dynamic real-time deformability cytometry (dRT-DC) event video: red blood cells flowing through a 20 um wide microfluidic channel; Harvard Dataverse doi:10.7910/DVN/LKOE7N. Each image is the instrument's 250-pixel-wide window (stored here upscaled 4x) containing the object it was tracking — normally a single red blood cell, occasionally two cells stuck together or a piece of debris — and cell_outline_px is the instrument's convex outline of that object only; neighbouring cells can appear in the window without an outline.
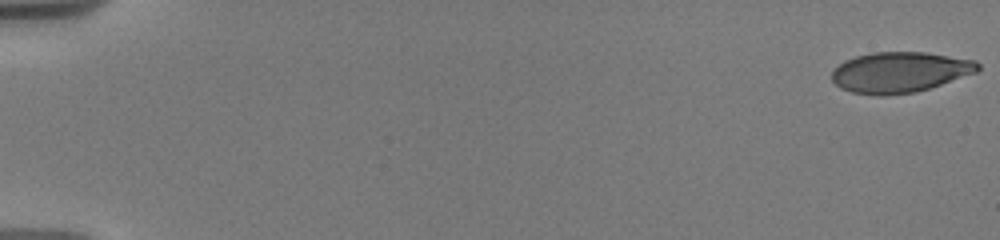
{"species": "human", "species_latin": "Homo sapiens", "temperature_condition": "warm", "stored_images_in_passage": 19, "camera_frame_rate_fps": 3000, "um_per_image_px": 0.085, "donor": {"sex": "male"}, "frame": {"image": 1, "passage_image": 1, "time_ms": 0.0, "image_size_px": [1000, 240], "cell_outline_px": [[980, 68], [976, 72], [916, 92], [884, 96], [876, 96], [852, 92], [840, 88], [832, 80], [832, 72], [844, 60], [856, 56], [872, 52], [924, 52], [976, 60], [980, 64]], "centroid_in_image_um": [76.47, 6.14], "position_along_channel_um": 8.5, "area_um2": 34.45}}
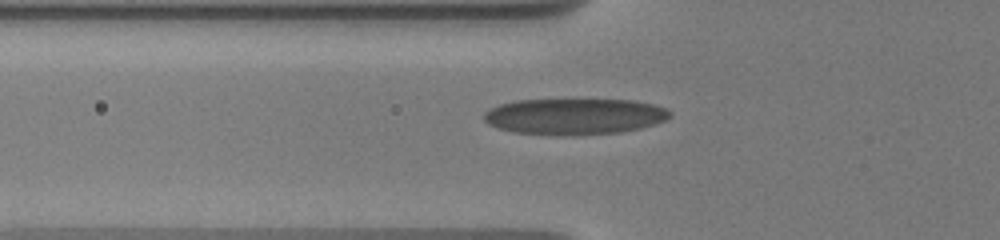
{"frame": {"image": 2, "passage_image": 16, "time_ms": 6.667, "image_size_px": [1000, 240], "cell_outline_px": [[672, 116], [656, 124], [640, 128], [620, 132], [572, 136], [556, 136], [512, 132], [488, 124], [484, 120], [484, 112], [488, 108], [500, 104], [516, 100], [636, 100], [656, 104], [668, 108], [672, 112]], "centroid_in_image_um": [48.85, 9.9], "position_along_channel_um": 76.9, "area_um2": 39.77}}
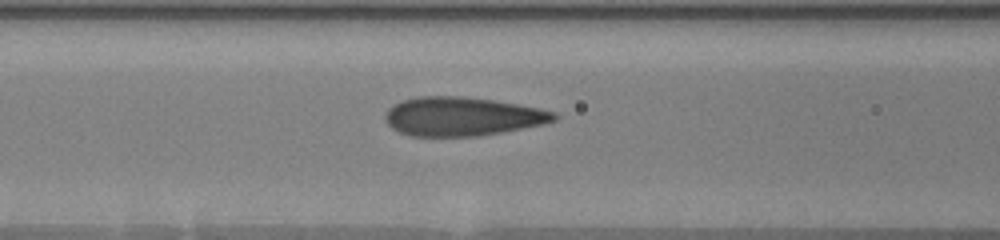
{"frame": {"image": 3, "passage_image": 19, "time_ms": 8.0, "image_size_px": [1000, 240], "cell_outline_px": [[560, 116], [556, 120], [544, 124], [500, 132], [476, 136], [412, 136], [400, 132], [392, 128], [388, 124], [384, 116], [388, 108], [392, 104], [416, 96], [464, 96], [496, 100], [540, 108], [556, 112]], "centroid_in_image_um": [39.3, 9.88], "position_along_channel_um": 127.3, "area_um2": 38.38}}